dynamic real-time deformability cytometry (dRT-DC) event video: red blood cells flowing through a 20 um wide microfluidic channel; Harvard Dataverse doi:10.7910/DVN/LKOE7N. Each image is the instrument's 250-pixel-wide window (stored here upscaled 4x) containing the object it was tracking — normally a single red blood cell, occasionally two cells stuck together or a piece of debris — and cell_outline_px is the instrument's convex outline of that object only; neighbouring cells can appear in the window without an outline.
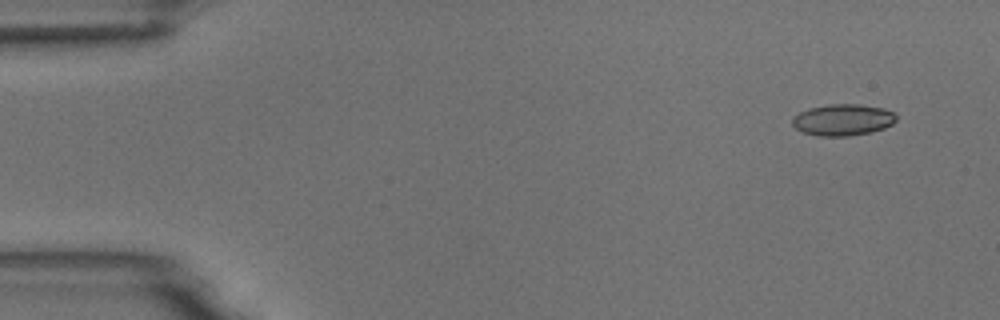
{"species": "common noctule bat (a hibernating species)", "species_latin": "Nyctalus noctula", "temperature_condition": "room temperature", "stored_images_in_passage": 7, "camera_frame_rate_fps": 3000, "um_per_image_px": 0.085, "animal": {"sex": "male", "body_mass_g": 18.8}, "frame": {"image": 1, "passage_image": 1, "time_ms": 0.0, "image_size_px": [1000, 320], "cell_outline_px": [[896, 120], [892, 124], [884, 128], [868, 132], [848, 136], [820, 136], [804, 132], [796, 128], [792, 124], [792, 120], [800, 112], [808, 108], [828, 104], [856, 104], [884, 108], [892, 112], [896, 116]], "centroid_in_image_um": [71.64, 10.18], "position_along_channel_um": 13.4, "area_um2": 18.84}}
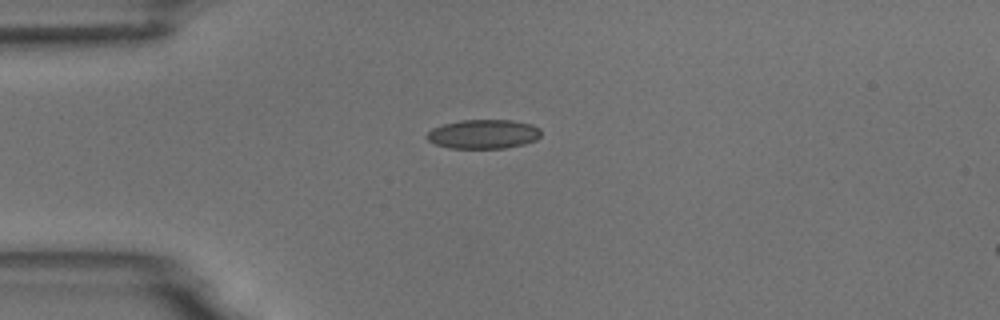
{"frame": {"image": 2, "passage_image": 4, "time_ms": 3.333, "image_size_px": [1000, 320], "cell_outline_px": [[540, 136], [536, 140], [524, 144], [504, 148], [448, 148], [436, 144], [428, 140], [424, 136], [432, 128], [444, 124], [460, 120], [512, 120], [532, 124], [540, 128]], "centroid_in_image_um": [41.09, 11.39], "position_along_channel_um": 43.9, "area_um2": 19.48}}